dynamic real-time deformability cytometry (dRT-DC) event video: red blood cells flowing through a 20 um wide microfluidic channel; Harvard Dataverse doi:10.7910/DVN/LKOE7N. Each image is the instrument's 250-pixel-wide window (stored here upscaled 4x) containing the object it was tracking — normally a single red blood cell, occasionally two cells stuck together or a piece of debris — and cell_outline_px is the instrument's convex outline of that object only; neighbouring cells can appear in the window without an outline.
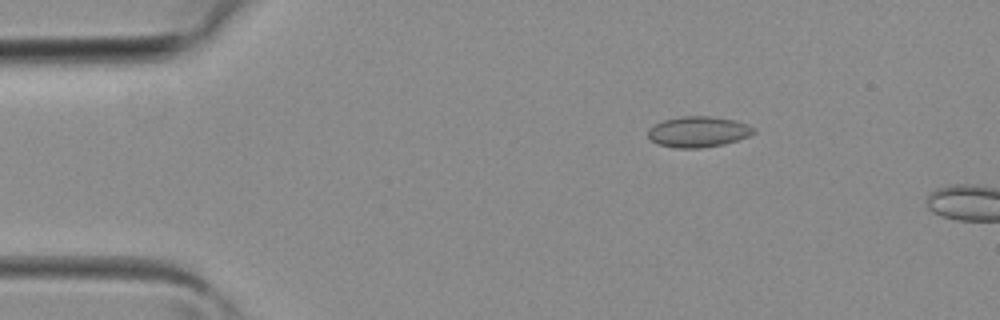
{"species": "common noctule bat (a hibernating species)", "species_latin": "Nyctalus noctula", "temperature_condition": "room temperature", "stored_images_in_passage": 5, "camera_frame_rate_fps": 3000, "um_per_image_px": 0.085, "animal": {"sex": "female", "body_mass_g": 19.3, "forearm_length_mm": 54.1}, "frame": {"image": 1, "passage_image": 3, "time_ms": 0.667, "image_size_px": [1000, 320], "cell_outline_px": [[756, 132], [748, 136], [724, 144], [700, 148], [676, 148], [656, 144], [648, 136], [648, 128], [664, 120], [680, 116], [712, 116], [736, 120], [748, 124], [756, 128]], "centroid_in_image_um": [59.36, 11.19], "position_along_channel_um": 25.6, "area_um2": 19.07}}